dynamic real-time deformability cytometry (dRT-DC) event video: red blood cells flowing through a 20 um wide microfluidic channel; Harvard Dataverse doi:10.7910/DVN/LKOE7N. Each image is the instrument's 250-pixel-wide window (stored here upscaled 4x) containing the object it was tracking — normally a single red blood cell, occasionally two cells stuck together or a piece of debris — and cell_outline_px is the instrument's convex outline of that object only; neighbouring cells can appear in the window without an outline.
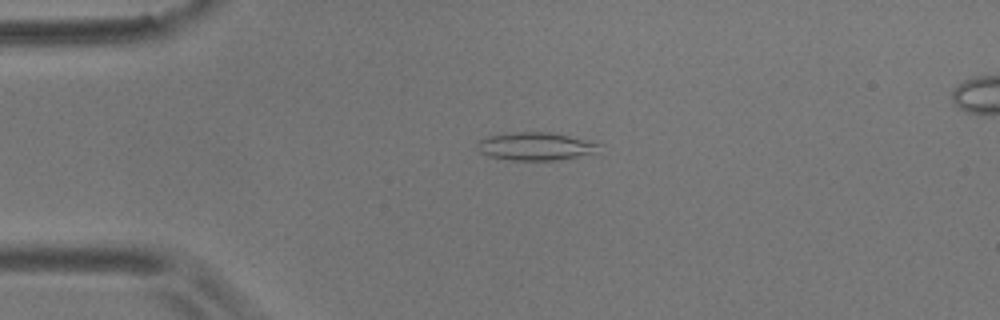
{"species": "common noctule bat (a hibernating species)", "species_latin": "Nyctalus noctula", "temperature_condition": "room temperature", "stored_images_in_passage": 5, "camera_frame_rate_fps": 3000, "um_per_image_px": 0.085, "animal": {"sex": "male", "body_mass_g": 17.9}, "frame": {"image": 1, "passage_image": 4, "time_ms": 1.0, "image_size_px": [1000, 320], "cell_outline_px": [[604, 144], [596, 152], [556, 160], [512, 160], [488, 156], [480, 152], [476, 148], [476, 144], [480, 140], [488, 136], [508, 132], [548, 132], [588, 140]], "centroid_in_image_um": [45.5, 12.43], "position_along_channel_um": 39.5, "area_um2": 19.83}}